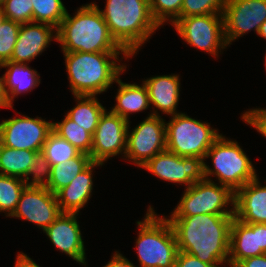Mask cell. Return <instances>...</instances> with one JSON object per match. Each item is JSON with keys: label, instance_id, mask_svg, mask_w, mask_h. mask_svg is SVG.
<instances>
[{"label": "cell", "instance_id": "obj_1", "mask_svg": "<svg viewBox=\"0 0 266 267\" xmlns=\"http://www.w3.org/2000/svg\"><path fill=\"white\" fill-rule=\"evenodd\" d=\"M166 218L173 227L179 251L207 264L228 265L234 215L196 214Z\"/></svg>", "mask_w": 266, "mask_h": 267}, {"label": "cell", "instance_id": "obj_2", "mask_svg": "<svg viewBox=\"0 0 266 267\" xmlns=\"http://www.w3.org/2000/svg\"><path fill=\"white\" fill-rule=\"evenodd\" d=\"M121 54L124 56L120 58ZM63 55L73 96L107 92L126 71L127 64L120 61L130 58L126 52H63Z\"/></svg>", "mask_w": 266, "mask_h": 267}, {"label": "cell", "instance_id": "obj_3", "mask_svg": "<svg viewBox=\"0 0 266 267\" xmlns=\"http://www.w3.org/2000/svg\"><path fill=\"white\" fill-rule=\"evenodd\" d=\"M99 11L112 38L130 59L160 28L151 15L149 0H106L104 10Z\"/></svg>", "mask_w": 266, "mask_h": 267}, {"label": "cell", "instance_id": "obj_4", "mask_svg": "<svg viewBox=\"0 0 266 267\" xmlns=\"http://www.w3.org/2000/svg\"><path fill=\"white\" fill-rule=\"evenodd\" d=\"M55 42L62 52H125L112 38L99 5L94 2L82 5L74 15L67 10Z\"/></svg>", "mask_w": 266, "mask_h": 267}, {"label": "cell", "instance_id": "obj_5", "mask_svg": "<svg viewBox=\"0 0 266 267\" xmlns=\"http://www.w3.org/2000/svg\"><path fill=\"white\" fill-rule=\"evenodd\" d=\"M153 209L149 205L144 219L136 222L138 262L140 267H174L179 250L173 227L165 215L160 217Z\"/></svg>", "mask_w": 266, "mask_h": 267}, {"label": "cell", "instance_id": "obj_6", "mask_svg": "<svg viewBox=\"0 0 266 267\" xmlns=\"http://www.w3.org/2000/svg\"><path fill=\"white\" fill-rule=\"evenodd\" d=\"M211 158L212 168L204 162V177H216L220 185L228 187L233 193L246 183L256 179L255 167L236 140L221 134L207 151L205 160Z\"/></svg>", "mask_w": 266, "mask_h": 267}, {"label": "cell", "instance_id": "obj_7", "mask_svg": "<svg viewBox=\"0 0 266 267\" xmlns=\"http://www.w3.org/2000/svg\"><path fill=\"white\" fill-rule=\"evenodd\" d=\"M166 125V149L181 157L205 160L207 151L221 135L208 122L194 119L185 113L172 115Z\"/></svg>", "mask_w": 266, "mask_h": 267}, {"label": "cell", "instance_id": "obj_8", "mask_svg": "<svg viewBox=\"0 0 266 267\" xmlns=\"http://www.w3.org/2000/svg\"><path fill=\"white\" fill-rule=\"evenodd\" d=\"M182 195L170 216L234 215V193L213 179L194 183Z\"/></svg>", "mask_w": 266, "mask_h": 267}, {"label": "cell", "instance_id": "obj_9", "mask_svg": "<svg viewBox=\"0 0 266 267\" xmlns=\"http://www.w3.org/2000/svg\"><path fill=\"white\" fill-rule=\"evenodd\" d=\"M172 26L188 45L205 51L214 58H218L228 47L224 35L223 14L180 17Z\"/></svg>", "mask_w": 266, "mask_h": 267}, {"label": "cell", "instance_id": "obj_10", "mask_svg": "<svg viewBox=\"0 0 266 267\" xmlns=\"http://www.w3.org/2000/svg\"><path fill=\"white\" fill-rule=\"evenodd\" d=\"M162 116H148L134 127L128 124L124 159L141 168L156 154L166 149V125Z\"/></svg>", "mask_w": 266, "mask_h": 267}, {"label": "cell", "instance_id": "obj_11", "mask_svg": "<svg viewBox=\"0 0 266 267\" xmlns=\"http://www.w3.org/2000/svg\"><path fill=\"white\" fill-rule=\"evenodd\" d=\"M20 115L0 122V144L18 150L42 151L52 131V121Z\"/></svg>", "mask_w": 266, "mask_h": 267}, {"label": "cell", "instance_id": "obj_12", "mask_svg": "<svg viewBox=\"0 0 266 267\" xmlns=\"http://www.w3.org/2000/svg\"><path fill=\"white\" fill-rule=\"evenodd\" d=\"M204 159L198 157H181L165 149L147 161L141 168L161 180L170 183L192 186L204 177Z\"/></svg>", "mask_w": 266, "mask_h": 267}, {"label": "cell", "instance_id": "obj_13", "mask_svg": "<svg viewBox=\"0 0 266 267\" xmlns=\"http://www.w3.org/2000/svg\"><path fill=\"white\" fill-rule=\"evenodd\" d=\"M224 35L230 46L252 30L258 34L266 20V0H226L223 9Z\"/></svg>", "mask_w": 266, "mask_h": 267}, {"label": "cell", "instance_id": "obj_14", "mask_svg": "<svg viewBox=\"0 0 266 267\" xmlns=\"http://www.w3.org/2000/svg\"><path fill=\"white\" fill-rule=\"evenodd\" d=\"M128 124L124 118L106 109L93 134L91 160L104 164L115 156L123 155L124 159Z\"/></svg>", "mask_w": 266, "mask_h": 267}, {"label": "cell", "instance_id": "obj_15", "mask_svg": "<svg viewBox=\"0 0 266 267\" xmlns=\"http://www.w3.org/2000/svg\"><path fill=\"white\" fill-rule=\"evenodd\" d=\"M56 195L46 187L26 186L21 193L16 210L10 217H16L35 224L44 231L61 214Z\"/></svg>", "mask_w": 266, "mask_h": 267}, {"label": "cell", "instance_id": "obj_16", "mask_svg": "<svg viewBox=\"0 0 266 267\" xmlns=\"http://www.w3.org/2000/svg\"><path fill=\"white\" fill-rule=\"evenodd\" d=\"M79 213L62 212L43 233L52 245L74 261L87 267L84 239L78 222Z\"/></svg>", "mask_w": 266, "mask_h": 267}, {"label": "cell", "instance_id": "obj_17", "mask_svg": "<svg viewBox=\"0 0 266 267\" xmlns=\"http://www.w3.org/2000/svg\"><path fill=\"white\" fill-rule=\"evenodd\" d=\"M266 254V223L245 224L233 218L230 229L228 266L239 261Z\"/></svg>", "mask_w": 266, "mask_h": 267}, {"label": "cell", "instance_id": "obj_18", "mask_svg": "<svg viewBox=\"0 0 266 267\" xmlns=\"http://www.w3.org/2000/svg\"><path fill=\"white\" fill-rule=\"evenodd\" d=\"M52 40L57 41V29L52 25L39 22L21 24L10 61L29 64L49 47Z\"/></svg>", "mask_w": 266, "mask_h": 267}, {"label": "cell", "instance_id": "obj_19", "mask_svg": "<svg viewBox=\"0 0 266 267\" xmlns=\"http://www.w3.org/2000/svg\"><path fill=\"white\" fill-rule=\"evenodd\" d=\"M259 177L234 193V218L245 224L266 223V185Z\"/></svg>", "mask_w": 266, "mask_h": 267}, {"label": "cell", "instance_id": "obj_20", "mask_svg": "<svg viewBox=\"0 0 266 267\" xmlns=\"http://www.w3.org/2000/svg\"><path fill=\"white\" fill-rule=\"evenodd\" d=\"M180 76L178 74L152 76L142 82L148 90L152 115L160 116L162 113L172 116L180 112L177 111L180 100Z\"/></svg>", "mask_w": 266, "mask_h": 267}, {"label": "cell", "instance_id": "obj_21", "mask_svg": "<svg viewBox=\"0 0 266 267\" xmlns=\"http://www.w3.org/2000/svg\"><path fill=\"white\" fill-rule=\"evenodd\" d=\"M98 166H103V163L92 161L67 186L55 193L61 212L80 213L88 204L93 191V170Z\"/></svg>", "mask_w": 266, "mask_h": 267}, {"label": "cell", "instance_id": "obj_22", "mask_svg": "<svg viewBox=\"0 0 266 267\" xmlns=\"http://www.w3.org/2000/svg\"><path fill=\"white\" fill-rule=\"evenodd\" d=\"M28 65L11 61L0 65L1 69L6 68V72L3 74L4 90L10 107H13L14 99L18 95L26 92L30 93L40 84V74Z\"/></svg>", "mask_w": 266, "mask_h": 267}, {"label": "cell", "instance_id": "obj_23", "mask_svg": "<svg viewBox=\"0 0 266 267\" xmlns=\"http://www.w3.org/2000/svg\"><path fill=\"white\" fill-rule=\"evenodd\" d=\"M118 84L117 94L115 96L114 106L111 112L130 122V114L142 112L151 108L148 90L145 84L122 82L120 76L116 80Z\"/></svg>", "mask_w": 266, "mask_h": 267}, {"label": "cell", "instance_id": "obj_24", "mask_svg": "<svg viewBox=\"0 0 266 267\" xmlns=\"http://www.w3.org/2000/svg\"><path fill=\"white\" fill-rule=\"evenodd\" d=\"M74 98L77 103L76 106L65 115L93 135L100 116L106 108L100 103L97 96L75 95Z\"/></svg>", "mask_w": 266, "mask_h": 267}, {"label": "cell", "instance_id": "obj_25", "mask_svg": "<svg viewBox=\"0 0 266 267\" xmlns=\"http://www.w3.org/2000/svg\"><path fill=\"white\" fill-rule=\"evenodd\" d=\"M37 152L18 150L0 144V174L26 179Z\"/></svg>", "mask_w": 266, "mask_h": 267}, {"label": "cell", "instance_id": "obj_26", "mask_svg": "<svg viewBox=\"0 0 266 267\" xmlns=\"http://www.w3.org/2000/svg\"><path fill=\"white\" fill-rule=\"evenodd\" d=\"M92 162L89 154L80 153L67 162L51 166L50 182L46 186L52 193L67 186L82 170Z\"/></svg>", "mask_w": 266, "mask_h": 267}, {"label": "cell", "instance_id": "obj_27", "mask_svg": "<svg viewBox=\"0 0 266 267\" xmlns=\"http://www.w3.org/2000/svg\"><path fill=\"white\" fill-rule=\"evenodd\" d=\"M52 130L80 152L89 154L91 157L93 135L66 115L61 122H52Z\"/></svg>", "mask_w": 266, "mask_h": 267}, {"label": "cell", "instance_id": "obj_28", "mask_svg": "<svg viewBox=\"0 0 266 267\" xmlns=\"http://www.w3.org/2000/svg\"><path fill=\"white\" fill-rule=\"evenodd\" d=\"M25 187L23 179L0 174V213H5L6 217L14 213Z\"/></svg>", "mask_w": 266, "mask_h": 267}, {"label": "cell", "instance_id": "obj_29", "mask_svg": "<svg viewBox=\"0 0 266 267\" xmlns=\"http://www.w3.org/2000/svg\"><path fill=\"white\" fill-rule=\"evenodd\" d=\"M42 152L45 154L51 166L61 162H67L81 153L76 147L57 135L53 130L48 135Z\"/></svg>", "mask_w": 266, "mask_h": 267}, {"label": "cell", "instance_id": "obj_30", "mask_svg": "<svg viewBox=\"0 0 266 267\" xmlns=\"http://www.w3.org/2000/svg\"><path fill=\"white\" fill-rule=\"evenodd\" d=\"M33 22L46 23L56 29L65 17L67 9L62 0H31Z\"/></svg>", "mask_w": 266, "mask_h": 267}, {"label": "cell", "instance_id": "obj_31", "mask_svg": "<svg viewBox=\"0 0 266 267\" xmlns=\"http://www.w3.org/2000/svg\"><path fill=\"white\" fill-rule=\"evenodd\" d=\"M153 19L160 27L165 23L173 24L181 17L183 0H149Z\"/></svg>", "mask_w": 266, "mask_h": 267}, {"label": "cell", "instance_id": "obj_32", "mask_svg": "<svg viewBox=\"0 0 266 267\" xmlns=\"http://www.w3.org/2000/svg\"><path fill=\"white\" fill-rule=\"evenodd\" d=\"M20 27V23L7 18L0 26V65L10 61Z\"/></svg>", "mask_w": 266, "mask_h": 267}, {"label": "cell", "instance_id": "obj_33", "mask_svg": "<svg viewBox=\"0 0 266 267\" xmlns=\"http://www.w3.org/2000/svg\"><path fill=\"white\" fill-rule=\"evenodd\" d=\"M31 176V177H30ZM51 165L42 151L35 155L25 181L26 186L46 187L50 182Z\"/></svg>", "mask_w": 266, "mask_h": 267}, {"label": "cell", "instance_id": "obj_34", "mask_svg": "<svg viewBox=\"0 0 266 267\" xmlns=\"http://www.w3.org/2000/svg\"><path fill=\"white\" fill-rule=\"evenodd\" d=\"M226 0H183L181 17L222 14Z\"/></svg>", "mask_w": 266, "mask_h": 267}, {"label": "cell", "instance_id": "obj_35", "mask_svg": "<svg viewBox=\"0 0 266 267\" xmlns=\"http://www.w3.org/2000/svg\"><path fill=\"white\" fill-rule=\"evenodd\" d=\"M7 19L20 24L33 22V6L31 0H5L2 6Z\"/></svg>", "mask_w": 266, "mask_h": 267}, {"label": "cell", "instance_id": "obj_36", "mask_svg": "<svg viewBox=\"0 0 266 267\" xmlns=\"http://www.w3.org/2000/svg\"><path fill=\"white\" fill-rule=\"evenodd\" d=\"M242 121L257 130L264 138H266V109L253 108L247 110L241 115Z\"/></svg>", "mask_w": 266, "mask_h": 267}, {"label": "cell", "instance_id": "obj_37", "mask_svg": "<svg viewBox=\"0 0 266 267\" xmlns=\"http://www.w3.org/2000/svg\"><path fill=\"white\" fill-rule=\"evenodd\" d=\"M174 267H223V264H207L191 254L178 251Z\"/></svg>", "mask_w": 266, "mask_h": 267}, {"label": "cell", "instance_id": "obj_38", "mask_svg": "<svg viewBox=\"0 0 266 267\" xmlns=\"http://www.w3.org/2000/svg\"><path fill=\"white\" fill-rule=\"evenodd\" d=\"M103 267H136V265L130 262L122 253L115 251L111 256V260H109Z\"/></svg>", "mask_w": 266, "mask_h": 267}, {"label": "cell", "instance_id": "obj_39", "mask_svg": "<svg viewBox=\"0 0 266 267\" xmlns=\"http://www.w3.org/2000/svg\"><path fill=\"white\" fill-rule=\"evenodd\" d=\"M234 267H266V254L245 258Z\"/></svg>", "mask_w": 266, "mask_h": 267}, {"label": "cell", "instance_id": "obj_40", "mask_svg": "<svg viewBox=\"0 0 266 267\" xmlns=\"http://www.w3.org/2000/svg\"><path fill=\"white\" fill-rule=\"evenodd\" d=\"M14 267H41L34 260H32L27 254L19 252L16 256Z\"/></svg>", "mask_w": 266, "mask_h": 267}, {"label": "cell", "instance_id": "obj_41", "mask_svg": "<svg viewBox=\"0 0 266 267\" xmlns=\"http://www.w3.org/2000/svg\"><path fill=\"white\" fill-rule=\"evenodd\" d=\"M1 71V68H0ZM1 108H11L13 109L14 107H10L8 105V100H7V95L5 94V90H4V78L3 75H1L0 77V109Z\"/></svg>", "mask_w": 266, "mask_h": 267}, {"label": "cell", "instance_id": "obj_42", "mask_svg": "<svg viewBox=\"0 0 266 267\" xmlns=\"http://www.w3.org/2000/svg\"><path fill=\"white\" fill-rule=\"evenodd\" d=\"M257 35L260 36V38L262 37V38H264L266 40V20L260 26Z\"/></svg>", "mask_w": 266, "mask_h": 267}, {"label": "cell", "instance_id": "obj_43", "mask_svg": "<svg viewBox=\"0 0 266 267\" xmlns=\"http://www.w3.org/2000/svg\"><path fill=\"white\" fill-rule=\"evenodd\" d=\"M5 19H6V16H5L4 12H3L2 7H0V26L5 21Z\"/></svg>", "mask_w": 266, "mask_h": 267}, {"label": "cell", "instance_id": "obj_44", "mask_svg": "<svg viewBox=\"0 0 266 267\" xmlns=\"http://www.w3.org/2000/svg\"><path fill=\"white\" fill-rule=\"evenodd\" d=\"M4 2H5V0H0V7L3 6Z\"/></svg>", "mask_w": 266, "mask_h": 267}, {"label": "cell", "instance_id": "obj_45", "mask_svg": "<svg viewBox=\"0 0 266 267\" xmlns=\"http://www.w3.org/2000/svg\"><path fill=\"white\" fill-rule=\"evenodd\" d=\"M264 58H265L264 59L265 60L264 63H265V69H266V54H265V57Z\"/></svg>", "mask_w": 266, "mask_h": 267}]
</instances>
